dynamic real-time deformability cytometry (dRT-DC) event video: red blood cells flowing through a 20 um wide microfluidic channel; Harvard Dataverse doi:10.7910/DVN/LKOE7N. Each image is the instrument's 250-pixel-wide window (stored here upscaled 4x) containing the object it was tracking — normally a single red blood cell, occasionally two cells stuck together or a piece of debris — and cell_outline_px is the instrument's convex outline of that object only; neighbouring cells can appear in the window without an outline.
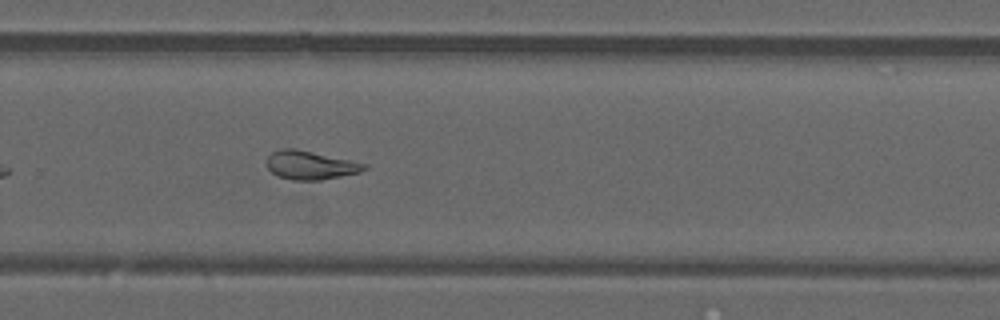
{"species": "common noctule bat (a hibernating species)", "species_latin": "Nyctalus noctula", "temperature_condition": "warm", "stored_images_in_passage": 35, "camera_frame_rate_fps": 3000, "um_per_image_px": 0.085, "animal": {"sex": "male", "forearm_length_mm": 52.5}, "frame": {"image": 1, "passage_image": 20, "time_ms": 6.333, "image_size_px": [1000, 320], "cell_outline_px": [[368, 168], [360, 172], [320, 180], [292, 180], [276, 176], [264, 164], [264, 160], [272, 152], [280, 148], [292, 148], [368, 164]], "centroid_in_image_um": [26.31, 14.04], "position_along_channel_um": 303.5, "area_um2": 16.24}, "authors_computed_cell_mechanics": {"area_um2": 16.762, "velocity_mm_per_s": 4.2008, "shape_relaxation_time_tau1_ms": null, "shape_relaxation_time_tau2_ms": 1.6297, "deformation_change_tau1": null, "deformation_change_tau2": 0.0819}}